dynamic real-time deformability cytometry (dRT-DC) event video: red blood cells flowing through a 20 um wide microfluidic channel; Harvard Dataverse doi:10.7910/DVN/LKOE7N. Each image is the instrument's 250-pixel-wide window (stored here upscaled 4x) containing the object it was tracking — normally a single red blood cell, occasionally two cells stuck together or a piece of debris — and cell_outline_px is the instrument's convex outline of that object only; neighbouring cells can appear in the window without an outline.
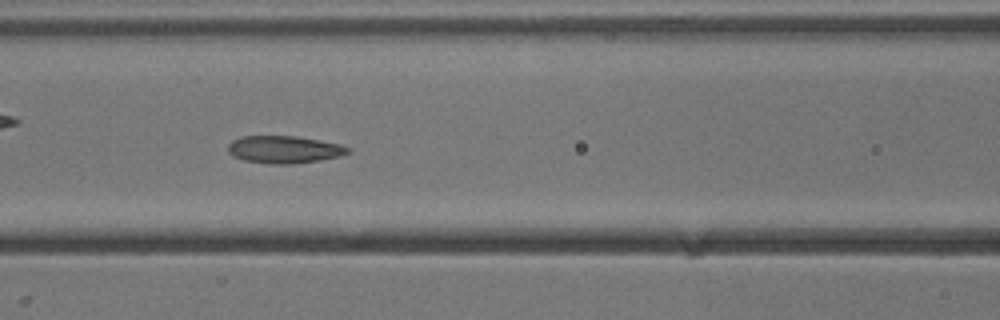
{"species": "common noctule bat (a hibernating species)", "species_latin": "Nyctalus noctula", "temperature_condition": "cold", "stored_images_in_passage": 39, "camera_frame_rate_fps": 3000, "um_per_image_px": 0.085, "animal": {"sex": "male", "body_mass_g": 13.3}, "frame": {"image": 1, "passage_image": 22, "time_ms": 7.0, "image_size_px": [1000, 320], "cell_outline_px": [[352, 152], [340, 156], [320, 160], [292, 164], [272, 164], [244, 160], [232, 156], [228, 152], [228, 144], [232, 140], [240, 136], [296, 136], [340, 144], [352, 148]], "centroid_in_image_um": [24.16, 12.71], "position_along_channel_um": 142.4, "area_um2": 19.31}}
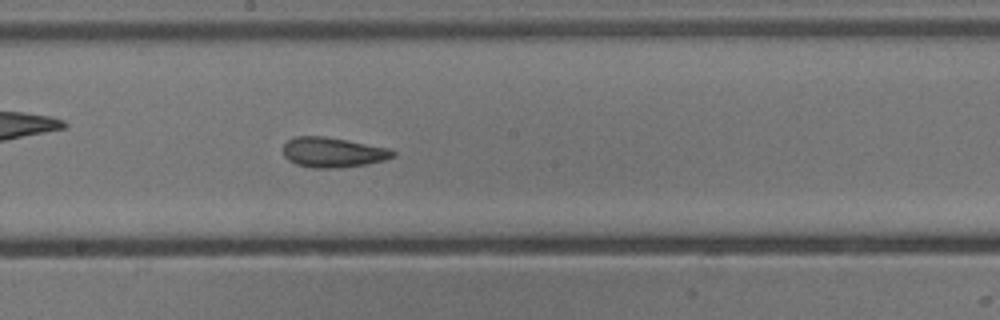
{"frame": {"image": 2, "passage_image": 28, "time_ms": 9.0, "image_size_px": [1000, 320], "cell_outline_px": [[396, 156], [384, 160], [368, 164], [336, 168], [312, 168], [296, 164], [288, 160], [284, 156], [284, 144], [288, 140], [296, 136], [324, 136], [348, 140], [388, 148], [396, 152]], "centroid_in_image_um": [28.3, 12.95], "position_along_channel_um": 219.9, "area_um2": 19.25}}
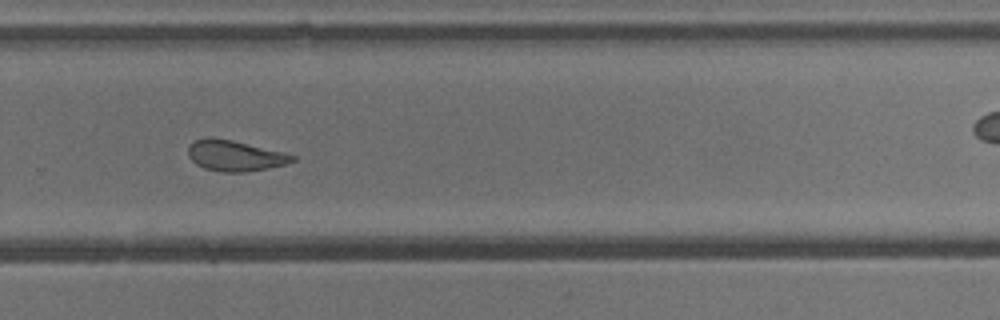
{"frame": {"image": 3, "passage_image": 35, "time_ms": 11.333, "image_size_px": [1000, 320], "cell_outline_px": [[296, 160], [284, 164], [268, 168], [244, 172], [220, 172], [204, 168], [196, 164], [188, 156], [188, 148], [196, 140], [208, 136], [212, 136], [232, 140], [284, 152], [296, 156]], "centroid_in_image_um": [19.96, 13.23], "position_along_channel_um": 309.8, "area_um2": 18.67}}